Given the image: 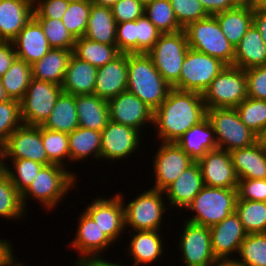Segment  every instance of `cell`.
Returning a JSON list of instances; mask_svg holds the SVG:
<instances>
[{
  "mask_svg": "<svg viewBox=\"0 0 266 266\" xmlns=\"http://www.w3.org/2000/svg\"><path fill=\"white\" fill-rule=\"evenodd\" d=\"M209 229L214 256L219 262H231V254L238 253L241 243L247 236L238 215L234 212Z\"/></svg>",
  "mask_w": 266,
  "mask_h": 266,
  "instance_id": "obj_19",
  "label": "cell"
},
{
  "mask_svg": "<svg viewBox=\"0 0 266 266\" xmlns=\"http://www.w3.org/2000/svg\"><path fill=\"white\" fill-rule=\"evenodd\" d=\"M92 2L90 0H71L62 22L75 39L84 36Z\"/></svg>",
  "mask_w": 266,
  "mask_h": 266,
  "instance_id": "obj_44",
  "label": "cell"
},
{
  "mask_svg": "<svg viewBox=\"0 0 266 266\" xmlns=\"http://www.w3.org/2000/svg\"><path fill=\"white\" fill-rule=\"evenodd\" d=\"M172 86L155 68L147 53H128L127 91L155 111Z\"/></svg>",
  "mask_w": 266,
  "mask_h": 266,
  "instance_id": "obj_2",
  "label": "cell"
},
{
  "mask_svg": "<svg viewBox=\"0 0 266 266\" xmlns=\"http://www.w3.org/2000/svg\"><path fill=\"white\" fill-rule=\"evenodd\" d=\"M21 194L17 191L9 176L0 167V217L19 219L25 215Z\"/></svg>",
  "mask_w": 266,
  "mask_h": 266,
  "instance_id": "obj_41",
  "label": "cell"
},
{
  "mask_svg": "<svg viewBox=\"0 0 266 266\" xmlns=\"http://www.w3.org/2000/svg\"><path fill=\"white\" fill-rule=\"evenodd\" d=\"M144 14L162 33L183 30L178 23L169 0H152L145 5Z\"/></svg>",
  "mask_w": 266,
  "mask_h": 266,
  "instance_id": "obj_42",
  "label": "cell"
},
{
  "mask_svg": "<svg viewBox=\"0 0 266 266\" xmlns=\"http://www.w3.org/2000/svg\"><path fill=\"white\" fill-rule=\"evenodd\" d=\"M266 0H249V7H263Z\"/></svg>",
  "mask_w": 266,
  "mask_h": 266,
  "instance_id": "obj_61",
  "label": "cell"
},
{
  "mask_svg": "<svg viewBox=\"0 0 266 266\" xmlns=\"http://www.w3.org/2000/svg\"><path fill=\"white\" fill-rule=\"evenodd\" d=\"M162 32L144 14L136 20L137 53H148Z\"/></svg>",
  "mask_w": 266,
  "mask_h": 266,
  "instance_id": "obj_49",
  "label": "cell"
},
{
  "mask_svg": "<svg viewBox=\"0 0 266 266\" xmlns=\"http://www.w3.org/2000/svg\"><path fill=\"white\" fill-rule=\"evenodd\" d=\"M236 6H249V0H231Z\"/></svg>",
  "mask_w": 266,
  "mask_h": 266,
  "instance_id": "obj_63",
  "label": "cell"
},
{
  "mask_svg": "<svg viewBox=\"0 0 266 266\" xmlns=\"http://www.w3.org/2000/svg\"><path fill=\"white\" fill-rule=\"evenodd\" d=\"M236 110L240 120L260 138L266 133V100L247 97Z\"/></svg>",
  "mask_w": 266,
  "mask_h": 266,
  "instance_id": "obj_40",
  "label": "cell"
},
{
  "mask_svg": "<svg viewBox=\"0 0 266 266\" xmlns=\"http://www.w3.org/2000/svg\"><path fill=\"white\" fill-rule=\"evenodd\" d=\"M237 189L204 185L199 194L186 208L195 212L188 222L211 227L235 212Z\"/></svg>",
  "mask_w": 266,
  "mask_h": 266,
  "instance_id": "obj_5",
  "label": "cell"
},
{
  "mask_svg": "<svg viewBox=\"0 0 266 266\" xmlns=\"http://www.w3.org/2000/svg\"><path fill=\"white\" fill-rule=\"evenodd\" d=\"M189 45L183 30L162 33L153 48L147 53L162 77L173 86L180 77Z\"/></svg>",
  "mask_w": 266,
  "mask_h": 266,
  "instance_id": "obj_8",
  "label": "cell"
},
{
  "mask_svg": "<svg viewBox=\"0 0 266 266\" xmlns=\"http://www.w3.org/2000/svg\"><path fill=\"white\" fill-rule=\"evenodd\" d=\"M139 134L132 127L109 121L101 131V158L114 162L130 157L142 141Z\"/></svg>",
  "mask_w": 266,
  "mask_h": 266,
  "instance_id": "obj_18",
  "label": "cell"
},
{
  "mask_svg": "<svg viewBox=\"0 0 266 266\" xmlns=\"http://www.w3.org/2000/svg\"><path fill=\"white\" fill-rule=\"evenodd\" d=\"M78 228L75 238L71 241V246L79 251V259L74 263L76 266L101 259V252L113 242L103 233L92 217L85 211L80 214Z\"/></svg>",
  "mask_w": 266,
  "mask_h": 266,
  "instance_id": "obj_15",
  "label": "cell"
},
{
  "mask_svg": "<svg viewBox=\"0 0 266 266\" xmlns=\"http://www.w3.org/2000/svg\"><path fill=\"white\" fill-rule=\"evenodd\" d=\"M90 1L100 6L112 7L119 0H90Z\"/></svg>",
  "mask_w": 266,
  "mask_h": 266,
  "instance_id": "obj_60",
  "label": "cell"
},
{
  "mask_svg": "<svg viewBox=\"0 0 266 266\" xmlns=\"http://www.w3.org/2000/svg\"><path fill=\"white\" fill-rule=\"evenodd\" d=\"M237 254L231 261L237 266H266V233L247 234Z\"/></svg>",
  "mask_w": 266,
  "mask_h": 266,
  "instance_id": "obj_39",
  "label": "cell"
},
{
  "mask_svg": "<svg viewBox=\"0 0 266 266\" xmlns=\"http://www.w3.org/2000/svg\"><path fill=\"white\" fill-rule=\"evenodd\" d=\"M78 126L75 96L62 92L42 127L69 134Z\"/></svg>",
  "mask_w": 266,
  "mask_h": 266,
  "instance_id": "obj_34",
  "label": "cell"
},
{
  "mask_svg": "<svg viewBox=\"0 0 266 266\" xmlns=\"http://www.w3.org/2000/svg\"><path fill=\"white\" fill-rule=\"evenodd\" d=\"M73 54L99 68L116 58L120 52L117 45L102 44L81 37L75 40Z\"/></svg>",
  "mask_w": 266,
  "mask_h": 266,
  "instance_id": "obj_36",
  "label": "cell"
},
{
  "mask_svg": "<svg viewBox=\"0 0 266 266\" xmlns=\"http://www.w3.org/2000/svg\"><path fill=\"white\" fill-rule=\"evenodd\" d=\"M128 54L120 53L97 70L94 94L109 100L127 91Z\"/></svg>",
  "mask_w": 266,
  "mask_h": 266,
  "instance_id": "obj_21",
  "label": "cell"
},
{
  "mask_svg": "<svg viewBox=\"0 0 266 266\" xmlns=\"http://www.w3.org/2000/svg\"><path fill=\"white\" fill-rule=\"evenodd\" d=\"M97 70L98 68L72 54L61 85L63 92L74 96L94 94Z\"/></svg>",
  "mask_w": 266,
  "mask_h": 266,
  "instance_id": "obj_26",
  "label": "cell"
},
{
  "mask_svg": "<svg viewBox=\"0 0 266 266\" xmlns=\"http://www.w3.org/2000/svg\"><path fill=\"white\" fill-rule=\"evenodd\" d=\"M136 232V234H134ZM160 231L143 230L133 231L129 250V256L133 258L134 265L150 264L157 261L163 254L162 237Z\"/></svg>",
  "mask_w": 266,
  "mask_h": 266,
  "instance_id": "obj_33",
  "label": "cell"
},
{
  "mask_svg": "<svg viewBox=\"0 0 266 266\" xmlns=\"http://www.w3.org/2000/svg\"><path fill=\"white\" fill-rule=\"evenodd\" d=\"M9 100V97L7 96L6 92H5V88L2 85L1 79H0V103Z\"/></svg>",
  "mask_w": 266,
  "mask_h": 266,
  "instance_id": "obj_62",
  "label": "cell"
},
{
  "mask_svg": "<svg viewBox=\"0 0 266 266\" xmlns=\"http://www.w3.org/2000/svg\"><path fill=\"white\" fill-rule=\"evenodd\" d=\"M63 92L61 85L32 78L20 101L23 124L42 126Z\"/></svg>",
  "mask_w": 266,
  "mask_h": 266,
  "instance_id": "obj_10",
  "label": "cell"
},
{
  "mask_svg": "<svg viewBox=\"0 0 266 266\" xmlns=\"http://www.w3.org/2000/svg\"><path fill=\"white\" fill-rule=\"evenodd\" d=\"M184 31L189 48L217 58L226 65H233L235 48L223 34L214 15L190 23Z\"/></svg>",
  "mask_w": 266,
  "mask_h": 266,
  "instance_id": "obj_4",
  "label": "cell"
},
{
  "mask_svg": "<svg viewBox=\"0 0 266 266\" xmlns=\"http://www.w3.org/2000/svg\"><path fill=\"white\" fill-rule=\"evenodd\" d=\"M17 58L11 41H0V78L8 71Z\"/></svg>",
  "mask_w": 266,
  "mask_h": 266,
  "instance_id": "obj_55",
  "label": "cell"
},
{
  "mask_svg": "<svg viewBox=\"0 0 266 266\" xmlns=\"http://www.w3.org/2000/svg\"><path fill=\"white\" fill-rule=\"evenodd\" d=\"M11 161L13 162V169L16 172L12 171V168H9L6 162L0 163V167L7 173L17 191L22 194L32 184L44 165L28 159Z\"/></svg>",
  "mask_w": 266,
  "mask_h": 266,
  "instance_id": "obj_43",
  "label": "cell"
},
{
  "mask_svg": "<svg viewBox=\"0 0 266 266\" xmlns=\"http://www.w3.org/2000/svg\"><path fill=\"white\" fill-rule=\"evenodd\" d=\"M145 6L137 0H119L112 7V15L117 23L134 21L144 15Z\"/></svg>",
  "mask_w": 266,
  "mask_h": 266,
  "instance_id": "obj_53",
  "label": "cell"
},
{
  "mask_svg": "<svg viewBox=\"0 0 266 266\" xmlns=\"http://www.w3.org/2000/svg\"><path fill=\"white\" fill-rule=\"evenodd\" d=\"M237 200L266 202V179H239Z\"/></svg>",
  "mask_w": 266,
  "mask_h": 266,
  "instance_id": "obj_51",
  "label": "cell"
},
{
  "mask_svg": "<svg viewBox=\"0 0 266 266\" xmlns=\"http://www.w3.org/2000/svg\"><path fill=\"white\" fill-rule=\"evenodd\" d=\"M247 97L266 100V65L245 70Z\"/></svg>",
  "mask_w": 266,
  "mask_h": 266,
  "instance_id": "obj_52",
  "label": "cell"
},
{
  "mask_svg": "<svg viewBox=\"0 0 266 266\" xmlns=\"http://www.w3.org/2000/svg\"><path fill=\"white\" fill-rule=\"evenodd\" d=\"M233 65L243 70L266 65V44L253 24L235 47Z\"/></svg>",
  "mask_w": 266,
  "mask_h": 266,
  "instance_id": "obj_29",
  "label": "cell"
},
{
  "mask_svg": "<svg viewBox=\"0 0 266 266\" xmlns=\"http://www.w3.org/2000/svg\"><path fill=\"white\" fill-rule=\"evenodd\" d=\"M179 250L186 266H215L219 263L212 252L209 227L186 221Z\"/></svg>",
  "mask_w": 266,
  "mask_h": 266,
  "instance_id": "obj_14",
  "label": "cell"
},
{
  "mask_svg": "<svg viewBox=\"0 0 266 266\" xmlns=\"http://www.w3.org/2000/svg\"><path fill=\"white\" fill-rule=\"evenodd\" d=\"M215 266H237V265L233 264L232 262H219Z\"/></svg>",
  "mask_w": 266,
  "mask_h": 266,
  "instance_id": "obj_64",
  "label": "cell"
},
{
  "mask_svg": "<svg viewBox=\"0 0 266 266\" xmlns=\"http://www.w3.org/2000/svg\"><path fill=\"white\" fill-rule=\"evenodd\" d=\"M0 79L9 99L21 101L32 80V67L24 60L16 58Z\"/></svg>",
  "mask_w": 266,
  "mask_h": 266,
  "instance_id": "obj_37",
  "label": "cell"
},
{
  "mask_svg": "<svg viewBox=\"0 0 266 266\" xmlns=\"http://www.w3.org/2000/svg\"><path fill=\"white\" fill-rule=\"evenodd\" d=\"M176 143L194 161L204 157L208 151L218 148L214 129L207 117L193 125Z\"/></svg>",
  "mask_w": 266,
  "mask_h": 266,
  "instance_id": "obj_27",
  "label": "cell"
},
{
  "mask_svg": "<svg viewBox=\"0 0 266 266\" xmlns=\"http://www.w3.org/2000/svg\"><path fill=\"white\" fill-rule=\"evenodd\" d=\"M202 95L206 109L236 108L247 98L245 70L226 65Z\"/></svg>",
  "mask_w": 266,
  "mask_h": 266,
  "instance_id": "obj_7",
  "label": "cell"
},
{
  "mask_svg": "<svg viewBox=\"0 0 266 266\" xmlns=\"http://www.w3.org/2000/svg\"><path fill=\"white\" fill-rule=\"evenodd\" d=\"M33 15V0H0V41H12Z\"/></svg>",
  "mask_w": 266,
  "mask_h": 266,
  "instance_id": "obj_23",
  "label": "cell"
},
{
  "mask_svg": "<svg viewBox=\"0 0 266 266\" xmlns=\"http://www.w3.org/2000/svg\"><path fill=\"white\" fill-rule=\"evenodd\" d=\"M75 173L57 164L45 165L38 172L32 184L21 194V202L26 211V198L32 197L43 207L53 209L63 200L67 192L77 183ZM29 194V195H28Z\"/></svg>",
  "mask_w": 266,
  "mask_h": 266,
  "instance_id": "obj_3",
  "label": "cell"
},
{
  "mask_svg": "<svg viewBox=\"0 0 266 266\" xmlns=\"http://www.w3.org/2000/svg\"><path fill=\"white\" fill-rule=\"evenodd\" d=\"M164 194L163 191L150 188L133 198L128 205H124L125 227L130 226L132 231H161L160 224L167 210Z\"/></svg>",
  "mask_w": 266,
  "mask_h": 266,
  "instance_id": "obj_11",
  "label": "cell"
},
{
  "mask_svg": "<svg viewBox=\"0 0 266 266\" xmlns=\"http://www.w3.org/2000/svg\"><path fill=\"white\" fill-rule=\"evenodd\" d=\"M230 155L238 179H266V149L261 139L230 151Z\"/></svg>",
  "mask_w": 266,
  "mask_h": 266,
  "instance_id": "obj_25",
  "label": "cell"
},
{
  "mask_svg": "<svg viewBox=\"0 0 266 266\" xmlns=\"http://www.w3.org/2000/svg\"><path fill=\"white\" fill-rule=\"evenodd\" d=\"M209 15H215L233 9L236 5L231 0H199Z\"/></svg>",
  "mask_w": 266,
  "mask_h": 266,
  "instance_id": "obj_56",
  "label": "cell"
},
{
  "mask_svg": "<svg viewBox=\"0 0 266 266\" xmlns=\"http://www.w3.org/2000/svg\"><path fill=\"white\" fill-rule=\"evenodd\" d=\"M204 187L199 163L195 161L163 192L166 193L170 205L186 208Z\"/></svg>",
  "mask_w": 266,
  "mask_h": 266,
  "instance_id": "obj_24",
  "label": "cell"
},
{
  "mask_svg": "<svg viewBox=\"0 0 266 266\" xmlns=\"http://www.w3.org/2000/svg\"><path fill=\"white\" fill-rule=\"evenodd\" d=\"M266 149V138H260Z\"/></svg>",
  "mask_w": 266,
  "mask_h": 266,
  "instance_id": "obj_67",
  "label": "cell"
},
{
  "mask_svg": "<svg viewBox=\"0 0 266 266\" xmlns=\"http://www.w3.org/2000/svg\"><path fill=\"white\" fill-rule=\"evenodd\" d=\"M10 240L0 239V266H11L15 261Z\"/></svg>",
  "mask_w": 266,
  "mask_h": 266,
  "instance_id": "obj_58",
  "label": "cell"
},
{
  "mask_svg": "<svg viewBox=\"0 0 266 266\" xmlns=\"http://www.w3.org/2000/svg\"><path fill=\"white\" fill-rule=\"evenodd\" d=\"M11 42L17 58L30 65L40 60L51 49L40 23L34 17Z\"/></svg>",
  "mask_w": 266,
  "mask_h": 266,
  "instance_id": "obj_22",
  "label": "cell"
},
{
  "mask_svg": "<svg viewBox=\"0 0 266 266\" xmlns=\"http://www.w3.org/2000/svg\"><path fill=\"white\" fill-rule=\"evenodd\" d=\"M137 1L145 6L146 4L150 3L152 0H137Z\"/></svg>",
  "mask_w": 266,
  "mask_h": 266,
  "instance_id": "obj_65",
  "label": "cell"
},
{
  "mask_svg": "<svg viewBox=\"0 0 266 266\" xmlns=\"http://www.w3.org/2000/svg\"><path fill=\"white\" fill-rule=\"evenodd\" d=\"M71 0H33L34 18L62 19Z\"/></svg>",
  "mask_w": 266,
  "mask_h": 266,
  "instance_id": "obj_54",
  "label": "cell"
},
{
  "mask_svg": "<svg viewBox=\"0 0 266 266\" xmlns=\"http://www.w3.org/2000/svg\"><path fill=\"white\" fill-rule=\"evenodd\" d=\"M73 50L51 48L40 60L34 62L32 78L62 85Z\"/></svg>",
  "mask_w": 266,
  "mask_h": 266,
  "instance_id": "obj_30",
  "label": "cell"
},
{
  "mask_svg": "<svg viewBox=\"0 0 266 266\" xmlns=\"http://www.w3.org/2000/svg\"><path fill=\"white\" fill-rule=\"evenodd\" d=\"M206 117L203 95L172 88L154 111L153 125L160 142H177L193 125Z\"/></svg>",
  "mask_w": 266,
  "mask_h": 266,
  "instance_id": "obj_1",
  "label": "cell"
},
{
  "mask_svg": "<svg viewBox=\"0 0 266 266\" xmlns=\"http://www.w3.org/2000/svg\"><path fill=\"white\" fill-rule=\"evenodd\" d=\"M235 213L247 234L266 233V202L237 200Z\"/></svg>",
  "mask_w": 266,
  "mask_h": 266,
  "instance_id": "obj_38",
  "label": "cell"
},
{
  "mask_svg": "<svg viewBox=\"0 0 266 266\" xmlns=\"http://www.w3.org/2000/svg\"><path fill=\"white\" fill-rule=\"evenodd\" d=\"M41 139L47 158L52 164L65 167L64 159L69 160L68 134L64 132L48 130L41 126ZM64 158V159H63Z\"/></svg>",
  "mask_w": 266,
  "mask_h": 266,
  "instance_id": "obj_45",
  "label": "cell"
},
{
  "mask_svg": "<svg viewBox=\"0 0 266 266\" xmlns=\"http://www.w3.org/2000/svg\"><path fill=\"white\" fill-rule=\"evenodd\" d=\"M11 266H25L24 264H22V263H13Z\"/></svg>",
  "mask_w": 266,
  "mask_h": 266,
  "instance_id": "obj_66",
  "label": "cell"
},
{
  "mask_svg": "<svg viewBox=\"0 0 266 266\" xmlns=\"http://www.w3.org/2000/svg\"><path fill=\"white\" fill-rule=\"evenodd\" d=\"M41 25L51 48L73 50L75 38L60 19L35 18Z\"/></svg>",
  "mask_w": 266,
  "mask_h": 266,
  "instance_id": "obj_46",
  "label": "cell"
},
{
  "mask_svg": "<svg viewBox=\"0 0 266 266\" xmlns=\"http://www.w3.org/2000/svg\"><path fill=\"white\" fill-rule=\"evenodd\" d=\"M28 159L40 164H52L46 154L41 139V126L21 124L0 147V163L7 158Z\"/></svg>",
  "mask_w": 266,
  "mask_h": 266,
  "instance_id": "obj_12",
  "label": "cell"
},
{
  "mask_svg": "<svg viewBox=\"0 0 266 266\" xmlns=\"http://www.w3.org/2000/svg\"><path fill=\"white\" fill-rule=\"evenodd\" d=\"M21 124L20 101L9 99L0 103V147Z\"/></svg>",
  "mask_w": 266,
  "mask_h": 266,
  "instance_id": "obj_47",
  "label": "cell"
},
{
  "mask_svg": "<svg viewBox=\"0 0 266 266\" xmlns=\"http://www.w3.org/2000/svg\"><path fill=\"white\" fill-rule=\"evenodd\" d=\"M253 25L261 34V39L266 44V9L263 7H255L253 13Z\"/></svg>",
  "mask_w": 266,
  "mask_h": 266,
  "instance_id": "obj_57",
  "label": "cell"
},
{
  "mask_svg": "<svg viewBox=\"0 0 266 266\" xmlns=\"http://www.w3.org/2000/svg\"><path fill=\"white\" fill-rule=\"evenodd\" d=\"M226 67L221 60L192 48L187 51L179 80L172 86L181 91L203 94L212 80Z\"/></svg>",
  "mask_w": 266,
  "mask_h": 266,
  "instance_id": "obj_9",
  "label": "cell"
},
{
  "mask_svg": "<svg viewBox=\"0 0 266 266\" xmlns=\"http://www.w3.org/2000/svg\"><path fill=\"white\" fill-rule=\"evenodd\" d=\"M79 127L101 132L110 121L108 101L95 94L75 95Z\"/></svg>",
  "mask_w": 266,
  "mask_h": 266,
  "instance_id": "obj_28",
  "label": "cell"
},
{
  "mask_svg": "<svg viewBox=\"0 0 266 266\" xmlns=\"http://www.w3.org/2000/svg\"><path fill=\"white\" fill-rule=\"evenodd\" d=\"M104 257H102L101 259H97L94 261H91L87 264H85L84 266H122L121 264H117V263H112L110 261H106V259H103ZM125 266V265H124Z\"/></svg>",
  "mask_w": 266,
  "mask_h": 266,
  "instance_id": "obj_59",
  "label": "cell"
},
{
  "mask_svg": "<svg viewBox=\"0 0 266 266\" xmlns=\"http://www.w3.org/2000/svg\"><path fill=\"white\" fill-rule=\"evenodd\" d=\"M203 183L206 186L237 189L238 176L232 164L230 152L216 148L198 161Z\"/></svg>",
  "mask_w": 266,
  "mask_h": 266,
  "instance_id": "obj_20",
  "label": "cell"
},
{
  "mask_svg": "<svg viewBox=\"0 0 266 266\" xmlns=\"http://www.w3.org/2000/svg\"><path fill=\"white\" fill-rule=\"evenodd\" d=\"M110 121L140 131L143 125H153L154 111L140 98L125 91L108 100Z\"/></svg>",
  "mask_w": 266,
  "mask_h": 266,
  "instance_id": "obj_17",
  "label": "cell"
},
{
  "mask_svg": "<svg viewBox=\"0 0 266 266\" xmlns=\"http://www.w3.org/2000/svg\"><path fill=\"white\" fill-rule=\"evenodd\" d=\"M217 142V147L228 152L249 147L260 140L241 120L236 108L206 109Z\"/></svg>",
  "mask_w": 266,
  "mask_h": 266,
  "instance_id": "obj_6",
  "label": "cell"
},
{
  "mask_svg": "<svg viewBox=\"0 0 266 266\" xmlns=\"http://www.w3.org/2000/svg\"><path fill=\"white\" fill-rule=\"evenodd\" d=\"M116 45L120 53H137L136 20L117 23Z\"/></svg>",
  "mask_w": 266,
  "mask_h": 266,
  "instance_id": "obj_50",
  "label": "cell"
},
{
  "mask_svg": "<svg viewBox=\"0 0 266 266\" xmlns=\"http://www.w3.org/2000/svg\"><path fill=\"white\" fill-rule=\"evenodd\" d=\"M124 197L117 193L112 198H96L91 201L85 211L92 217L103 233L112 241H116L125 230Z\"/></svg>",
  "mask_w": 266,
  "mask_h": 266,
  "instance_id": "obj_16",
  "label": "cell"
},
{
  "mask_svg": "<svg viewBox=\"0 0 266 266\" xmlns=\"http://www.w3.org/2000/svg\"><path fill=\"white\" fill-rule=\"evenodd\" d=\"M155 185L152 189L164 191L195 161L176 142H161L154 155Z\"/></svg>",
  "mask_w": 266,
  "mask_h": 266,
  "instance_id": "obj_13",
  "label": "cell"
},
{
  "mask_svg": "<svg viewBox=\"0 0 266 266\" xmlns=\"http://www.w3.org/2000/svg\"><path fill=\"white\" fill-rule=\"evenodd\" d=\"M254 8L236 6L233 9L214 15L220 24L223 34L234 48L253 24Z\"/></svg>",
  "mask_w": 266,
  "mask_h": 266,
  "instance_id": "obj_32",
  "label": "cell"
},
{
  "mask_svg": "<svg viewBox=\"0 0 266 266\" xmlns=\"http://www.w3.org/2000/svg\"><path fill=\"white\" fill-rule=\"evenodd\" d=\"M101 141V132L78 126L68 134L69 161L85 160L91 154L101 159Z\"/></svg>",
  "mask_w": 266,
  "mask_h": 266,
  "instance_id": "obj_35",
  "label": "cell"
},
{
  "mask_svg": "<svg viewBox=\"0 0 266 266\" xmlns=\"http://www.w3.org/2000/svg\"><path fill=\"white\" fill-rule=\"evenodd\" d=\"M117 22L111 7L92 3L87 29L83 37L102 44L116 45Z\"/></svg>",
  "mask_w": 266,
  "mask_h": 266,
  "instance_id": "obj_31",
  "label": "cell"
},
{
  "mask_svg": "<svg viewBox=\"0 0 266 266\" xmlns=\"http://www.w3.org/2000/svg\"><path fill=\"white\" fill-rule=\"evenodd\" d=\"M169 2L182 29L190 23L210 16L199 0H169Z\"/></svg>",
  "mask_w": 266,
  "mask_h": 266,
  "instance_id": "obj_48",
  "label": "cell"
}]
</instances>
